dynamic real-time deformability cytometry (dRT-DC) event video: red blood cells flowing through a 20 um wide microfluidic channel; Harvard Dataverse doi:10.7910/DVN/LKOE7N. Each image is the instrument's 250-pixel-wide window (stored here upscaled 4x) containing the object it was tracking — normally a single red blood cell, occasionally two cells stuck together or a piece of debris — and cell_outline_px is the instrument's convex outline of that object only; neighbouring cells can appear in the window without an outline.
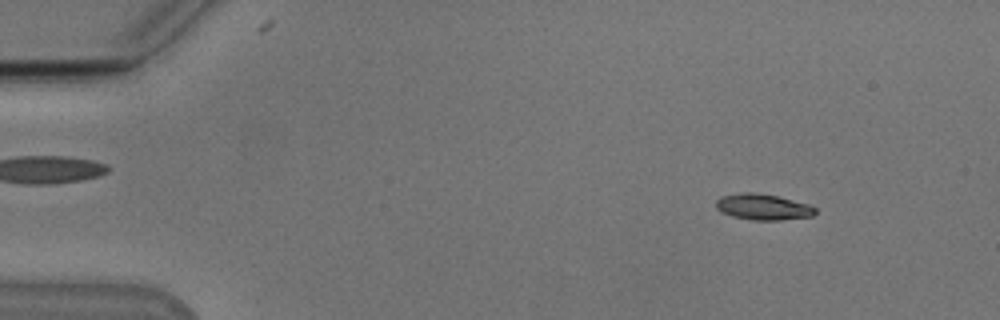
{"species": "Egyptian fruit bat (a non-hibernating species)", "species_latin": "Rousettus aegyptiacus", "temperature_condition": "cold", "stored_images_in_passage": 23, "camera_frame_rate_fps": 3000, "um_per_image_px": 0.085, "animal": {"sex": "male"}, "frame": {"image": 1, "passage_image": 6, "time_ms": 1.667, "image_size_px": [1000, 320], "cell_outline_px": [[816, 212], [812, 216], [780, 220], [752, 220], [732, 216], [716, 208], [716, 200], [720, 196], [740, 192], [756, 192], [776, 196], [808, 204], [816, 208]], "centroid_in_image_um": [64.84, 17.58], "position_along_channel_um": 20.2, "area_um2": 14.97}}
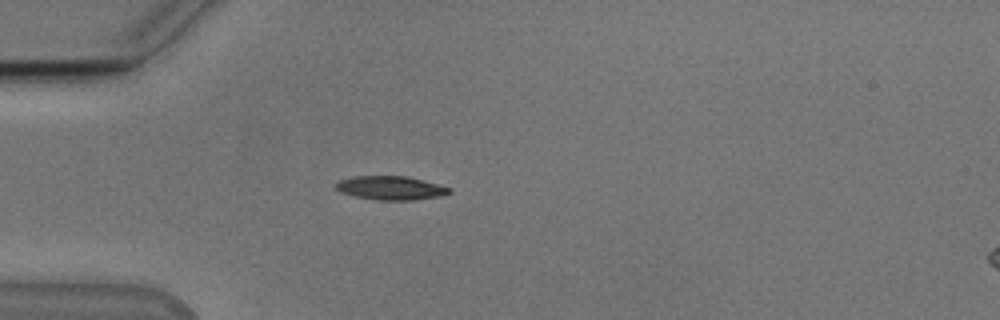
{"frame": {"image": 2, "passage_image": 15, "time_ms": 4.667, "image_size_px": [1000, 320], "cell_outline_px": [[452, 192], [440, 196], [412, 200], [380, 200], [356, 196], [340, 192], [336, 188], [336, 184], [340, 180], [352, 176], [408, 176], [436, 184], [448, 188]], "centroid_in_image_um": [33.18, 15.97], "position_along_channel_um": 51.8, "area_um2": 15.43}}
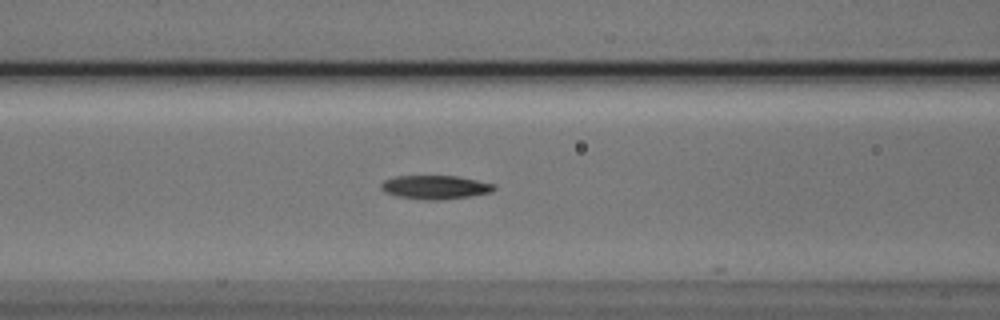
{"frame": {"image": 3, "passage_image": 22, "time_ms": 7.0, "image_size_px": [1000, 320], "cell_outline_px": [[496, 188], [492, 192], [468, 196], [440, 200], [424, 200], [396, 196], [384, 192], [380, 188], [380, 184], [384, 180], [396, 176], [456, 176], [476, 180], [492, 184]], "centroid_in_image_um": [36.93, 15.92], "position_along_channel_um": 129.7, "area_um2": 15.55}}